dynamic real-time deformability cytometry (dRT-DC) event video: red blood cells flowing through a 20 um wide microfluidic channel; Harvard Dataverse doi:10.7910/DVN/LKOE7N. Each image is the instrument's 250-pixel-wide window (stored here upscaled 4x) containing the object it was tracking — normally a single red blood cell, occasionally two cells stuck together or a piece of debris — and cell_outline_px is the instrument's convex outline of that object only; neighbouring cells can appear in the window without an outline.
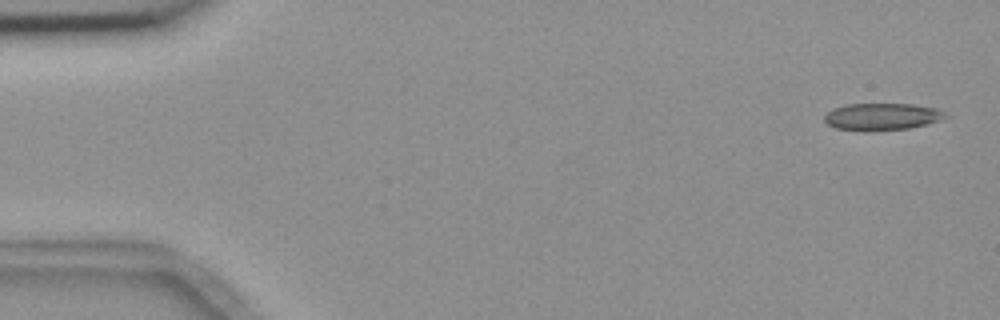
{"species": "common noctule bat (a hibernating species)", "species_latin": "Nyctalus noctula", "temperature_condition": "room temperature", "stored_images_in_passage": 5, "camera_frame_rate_fps": 3000, "um_per_image_px": 0.085, "animal": {"sex": "female", "body_mass_g": 18.4}, "frame": {"image": 1, "passage_image": 1, "time_ms": 0.0, "image_size_px": [1000, 320], "cell_outline_px": [[948, 116], [928, 124], [908, 128], [864, 132], [836, 128], [828, 124], [824, 120], [824, 116], [832, 108], [844, 104], [912, 104], [936, 108], [944, 112]], "centroid_in_image_um": [74.92, 9.92], "position_along_channel_um": 10.1, "area_um2": 19.19}}